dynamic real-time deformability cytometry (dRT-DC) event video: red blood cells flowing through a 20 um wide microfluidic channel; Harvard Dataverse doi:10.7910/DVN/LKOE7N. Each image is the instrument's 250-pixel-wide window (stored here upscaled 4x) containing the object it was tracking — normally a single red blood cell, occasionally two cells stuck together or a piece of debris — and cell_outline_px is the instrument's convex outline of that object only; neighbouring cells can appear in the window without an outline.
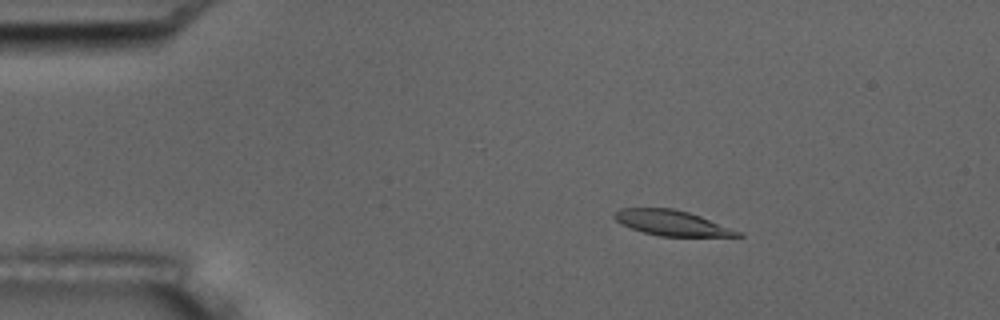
{"species": "common noctule bat (a hibernating species)", "species_latin": "Nyctalus noctula", "temperature_condition": "room temperature", "stored_images_in_passage": 3, "camera_frame_rate_fps": 3000, "um_per_image_px": 0.085, "animal": {"sex": "male", "body_mass_g": 17.5, "forearm_length_mm": 52.3}, "frame": {"image": 1, "passage_image": 1, "time_ms": 0.0, "image_size_px": [1000, 320], "cell_outline_px": [[744, 236], [660, 236], [644, 232], [620, 224], [612, 216], [620, 208], [672, 208], [688, 212], [700, 216], [740, 232]], "centroid_in_image_um": [57.05, 18.94], "position_along_channel_um": 28.0, "area_um2": 17.8}}